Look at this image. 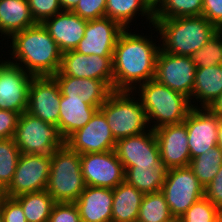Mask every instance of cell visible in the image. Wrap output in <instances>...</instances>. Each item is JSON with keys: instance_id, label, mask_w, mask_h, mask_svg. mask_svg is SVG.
Wrapping results in <instances>:
<instances>
[{"instance_id": "obj_14", "label": "cell", "mask_w": 222, "mask_h": 222, "mask_svg": "<svg viewBox=\"0 0 222 222\" xmlns=\"http://www.w3.org/2000/svg\"><path fill=\"white\" fill-rule=\"evenodd\" d=\"M60 101V87L53 76L33 77L29 87L26 112L44 122L58 126Z\"/></svg>"}, {"instance_id": "obj_21", "label": "cell", "mask_w": 222, "mask_h": 222, "mask_svg": "<svg viewBox=\"0 0 222 222\" xmlns=\"http://www.w3.org/2000/svg\"><path fill=\"white\" fill-rule=\"evenodd\" d=\"M87 21L72 11L62 10L42 24L57 43L59 50L64 53L75 50L83 39Z\"/></svg>"}, {"instance_id": "obj_37", "label": "cell", "mask_w": 222, "mask_h": 222, "mask_svg": "<svg viewBox=\"0 0 222 222\" xmlns=\"http://www.w3.org/2000/svg\"><path fill=\"white\" fill-rule=\"evenodd\" d=\"M72 12L86 20L105 17L106 0H79Z\"/></svg>"}, {"instance_id": "obj_35", "label": "cell", "mask_w": 222, "mask_h": 222, "mask_svg": "<svg viewBox=\"0 0 222 222\" xmlns=\"http://www.w3.org/2000/svg\"><path fill=\"white\" fill-rule=\"evenodd\" d=\"M220 210L206 197L195 202L178 222H213Z\"/></svg>"}, {"instance_id": "obj_43", "label": "cell", "mask_w": 222, "mask_h": 222, "mask_svg": "<svg viewBox=\"0 0 222 222\" xmlns=\"http://www.w3.org/2000/svg\"><path fill=\"white\" fill-rule=\"evenodd\" d=\"M208 109L213 113L222 117V92L219 97L208 107Z\"/></svg>"}, {"instance_id": "obj_10", "label": "cell", "mask_w": 222, "mask_h": 222, "mask_svg": "<svg viewBox=\"0 0 222 222\" xmlns=\"http://www.w3.org/2000/svg\"><path fill=\"white\" fill-rule=\"evenodd\" d=\"M51 169V155L21 154L12 181L6 188L9 198L46 190Z\"/></svg>"}, {"instance_id": "obj_46", "label": "cell", "mask_w": 222, "mask_h": 222, "mask_svg": "<svg viewBox=\"0 0 222 222\" xmlns=\"http://www.w3.org/2000/svg\"><path fill=\"white\" fill-rule=\"evenodd\" d=\"M7 197L6 187L0 182V202Z\"/></svg>"}, {"instance_id": "obj_4", "label": "cell", "mask_w": 222, "mask_h": 222, "mask_svg": "<svg viewBox=\"0 0 222 222\" xmlns=\"http://www.w3.org/2000/svg\"><path fill=\"white\" fill-rule=\"evenodd\" d=\"M133 93L139 96L152 130L164 125L183 123L193 108L188 97L155 79L138 85Z\"/></svg>"}, {"instance_id": "obj_8", "label": "cell", "mask_w": 222, "mask_h": 222, "mask_svg": "<svg viewBox=\"0 0 222 222\" xmlns=\"http://www.w3.org/2000/svg\"><path fill=\"white\" fill-rule=\"evenodd\" d=\"M175 219H179L195 202L204 197V186L187 167L168 169L161 188Z\"/></svg>"}, {"instance_id": "obj_23", "label": "cell", "mask_w": 222, "mask_h": 222, "mask_svg": "<svg viewBox=\"0 0 222 222\" xmlns=\"http://www.w3.org/2000/svg\"><path fill=\"white\" fill-rule=\"evenodd\" d=\"M221 92L222 64L196 68L191 101V104L194 103L192 104L193 108H200V106L201 108H208L219 97Z\"/></svg>"}, {"instance_id": "obj_22", "label": "cell", "mask_w": 222, "mask_h": 222, "mask_svg": "<svg viewBox=\"0 0 222 222\" xmlns=\"http://www.w3.org/2000/svg\"><path fill=\"white\" fill-rule=\"evenodd\" d=\"M74 203L82 222H112L113 189L86 185Z\"/></svg>"}, {"instance_id": "obj_49", "label": "cell", "mask_w": 222, "mask_h": 222, "mask_svg": "<svg viewBox=\"0 0 222 222\" xmlns=\"http://www.w3.org/2000/svg\"><path fill=\"white\" fill-rule=\"evenodd\" d=\"M0 222H4V221H3L2 214H1V211H0Z\"/></svg>"}, {"instance_id": "obj_34", "label": "cell", "mask_w": 222, "mask_h": 222, "mask_svg": "<svg viewBox=\"0 0 222 222\" xmlns=\"http://www.w3.org/2000/svg\"><path fill=\"white\" fill-rule=\"evenodd\" d=\"M191 58L196 68H206L222 64V30H219Z\"/></svg>"}, {"instance_id": "obj_7", "label": "cell", "mask_w": 222, "mask_h": 222, "mask_svg": "<svg viewBox=\"0 0 222 222\" xmlns=\"http://www.w3.org/2000/svg\"><path fill=\"white\" fill-rule=\"evenodd\" d=\"M13 139L21 154L50 156L65 146L57 125L44 122L28 112L19 115Z\"/></svg>"}, {"instance_id": "obj_13", "label": "cell", "mask_w": 222, "mask_h": 222, "mask_svg": "<svg viewBox=\"0 0 222 222\" xmlns=\"http://www.w3.org/2000/svg\"><path fill=\"white\" fill-rule=\"evenodd\" d=\"M116 142L105 115L98 109L83 128L65 140V145L81 155L115 150Z\"/></svg>"}, {"instance_id": "obj_32", "label": "cell", "mask_w": 222, "mask_h": 222, "mask_svg": "<svg viewBox=\"0 0 222 222\" xmlns=\"http://www.w3.org/2000/svg\"><path fill=\"white\" fill-rule=\"evenodd\" d=\"M221 165L222 152L218 146H215L191 159L189 167L193 170L199 182L205 187L218 173Z\"/></svg>"}, {"instance_id": "obj_24", "label": "cell", "mask_w": 222, "mask_h": 222, "mask_svg": "<svg viewBox=\"0 0 222 222\" xmlns=\"http://www.w3.org/2000/svg\"><path fill=\"white\" fill-rule=\"evenodd\" d=\"M99 108L84 103L82 99H66L61 95L58 128L63 138L66 140L83 128Z\"/></svg>"}, {"instance_id": "obj_5", "label": "cell", "mask_w": 222, "mask_h": 222, "mask_svg": "<svg viewBox=\"0 0 222 222\" xmlns=\"http://www.w3.org/2000/svg\"><path fill=\"white\" fill-rule=\"evenodd\" d=\"M99 110L116 140L134 136L150 128L141 101L133 91H114Z\"/></svg>"}, {"instance_id": "obj_28", "label": "cell", "mask_w": 222, "mask_h": 222, "mask_svg": "<svg viewBox=\"0 0 222 222\" xmlns=\"http://www.w3.org/2000/svg\"><path fill=\"white\" fill-rule=\"evenodd\" d=\"M167 168L161 161L155 167L130 166L125 170V181L143 194L161 191Z\"/></svg>"}, {"instance_id": "obj_40", "label": "cell", "mask_w": 222, "mask_h": 222, "mask_svg": "<svg viewBox=\"0 0 222 222\" xmlns=\"http://www.w3.org/2000/svg\"><path fill=\"white\" fill-rule=\"evenodd\" d=\"M204 197L222 211V165L212 181L204 187Z\"/></svg>"}, {"instance_id": "obj_19", "label": "cell", "mask_w": 222, "mask_h": 222, "mask_svg": "<svg viewBox=\"0 0 222 222\" xmlns=\"http://www.w3.org/2000/svg\"><path fill=\"white\" fill-rule=\"evenodd\" d=\"M161 161L167 169L187 167L191 156L184 123L164 125L154 130Z\"/></svg>"}, {"instance_id": "obj_44", "label": "cell", "mask_w": 222, "mask_h": 222, "mask_svg": "<svg viewBox=\"0 0 222 222\" xmlns=\"http://www.w3.org/2000/svg\"><path fill=\"white\" fill-rule=\"evenodd\" d=\"M61 9L64 11H73L77 6L79 0H59Z\"/></svg>"}, {"instance_id": "obj_47", "label": "cell", "mask_w": 222, "mask_h": 222, "mask_svg": "<svg viewBox=\"0 0 222 222\" xmlns=\"http://www.w3.org/2000/svg\"><path fill=\"white\" fill-rule=\"evenodd\" d=\"M213 222H222V211H220Z\"/></svg>"}, {"instance_id": "obj_11", "label": "cell", "mask_w": 222, "mask_h": 222, "mask_svg": "<svg viewBox=\"0 0 222 222\" xmlns=\"http://www.w3.org/2000/svg\"><path fill=\"white\" fill-rule=\"evenodd\" d=\"M80 161L87 186L114 189L125 181V170L115 150L81 154Z\"/></svg>"}, {"instance_id": "obj_16", "label": "cell", "mask_w": 222, "mask_h": 222, "mask_svg": "<svg viewBox=\"0 0 222 222\" xmlns=\"http://www.w3.org/2000/svg\"><path fill=\"white\" fill-rule=\"evenodd\" d=\"M113 57L85 55L75 50L62 53L59 71L54 75L106 81L113 88Z\"/></svg>"}, {"instance_id": "obj_41", "label": "cell", "mask_w": 222, "mask_h": 222, "mask_svg": "<svg viewBox=\"0 0 222 222\" xmlns=\"http://www.w3.org/2000/svg\"><path fill=\"white\" fill-rule=\"evenodd\" d=\"M18 118L17 112L0 109V139L13 138Z\"/></svg>"}, {"instance_id": "obj_39", "label": "cell", "mask_w": 222, "mask_h": 222, "mask_svg": "<svg viewBox=\"0 0 222 222\" xmlns=\"http://www.w3.org/2000/svg\"><path fill=\"white\" fill-rule=\"evenodd\" d=\"M0 211L4 222H27L21 205L14 198L3 199Z\"/></svg>"}, {"instance_id": "obj_27", "label": "cell", "mask_w": 222, "mask_h": 222, "mask_svg": "<svg viewBox=\"0 0 222 222\" xmlns=\"http://www.w3.org/2000/svg\"><path fill=\"white\" fill-rule=\"evenodd\" d=\"M144 194L126 181L113 189L112 222H136Z\"/></svg>"}, {"instance_id": "obj_3", "label": "cell", "mask_w": 222, "mask_h": 222, "mask_svg": "<svg viewBox=\"0 0 222 222\" xmlns=\"http://www.w3.org/2000/svg\"><path fill=\"white\" fill-rule=\"evenodd\" d=\"M153 27L160 34V48L182 56H192L219 31L203 15L154 19Z\"/></svg>"}, {"instance_id": "obj_9", "label": "cell", "mask_w": 222, "mask_h": 222, "mask_svg": "<svg viewBox=\"0 0 222 222\" xmlns=\"http://www.w3.org/2000/svg\"><path fill=\"white\" fill-rule=\"evenodd\" d=\"M196 66L191 56L174 55L160 49L155 80L192 100Z\"/></svg>"}, {"instance_id": "obj_38", "label": "cell", "mask_w": 222, "mask_h": 222, "mask_svg": "<svg viewBox=\"0 0 222 222\" xmlns=\"http://www.w3.org/2000/svg\"><path fill=\"white\" fill-rule=\"evenodd\" d=\"M49 222H82V220L75 203L56 202L52 207Z\"/></svg>"}, {"instance_id": "obj_2", "label": "cell", "mask_w": 222, "mask_h": 222, "mask_svg": "<svg viewBox=\"0 0 222 222\" xmlns=\"http://www.w3.org/2000/svg\"><path fill=\"white\" fill-rule=\"evenodd\" d=\"M9 39V62L33 76H53L59 71L62 52L43 24L16 32Z\"/></svg>"}, {"instance_id": "obj_18", "label": "cell", "mask_w": 222, "mask_h": 222, "mask_svg": "<svg viewBox=\"0 0 222 222\" xmlns=\"http://www.w3.org/2000/svg\"><path fill=\"white\" fill-rule=\"evenodd\" d=\"M221 118L208 108L191 109L183 122L187 127L191 159L217 146V129Z\"/></svg>"}, {"instance_id": "obj_48", "label": "cell", "mask_w": 222, "mask_h": 222, "mask_svg": "<svg viewBox=\"0 0 222 222\" xmlns=\"http://www.w3.org/2000/svg\"><path fill=\"white\" fill-rule=\"evenodd\" d=\"M152 5L153 7L160 1V0H148Z\"/></svg>"}, {"instance_id": "obj_25", "label": "cell", "mask_w": 222, "mask_h": 222, "mask_svg": "<svg viewBox=\"0 0 222 222\" xmlns=\"http://www.w3.org/2000/svg\"><path fill=\"white\" fill-rule=\"evenodd\" d=\"M36 24L28 0H0V36L4 35L3 40Z\"/></svg>"}, {"instance_id": "obj_31", "label": "cell", "mask_w": 222, "mask_h": 222, "mask_svg": "<svg viewBox=\"0 0 222 222\" xmlns=\"http://www.w3.org/2000/svg\"><path fill=\"white\" fill-rule=\"evenodd\" d=\"M203 0H160L154 6V19L202 15Z\"/></svg>"}, {"instance_id": "obj_42", "label": "cell", "mask_w": 222, "mask_h": 222, "mask_svg": "<svg viewBox=\"0 0 222 222\" xmlns=\"http://www.w3.org/2000/svg\"><path fill=\"white\" fill-rule=\"evenodd\" d=\"M202 15L218 30H222V0H203Z\"/></svg>"}, {"instance_id": "obj_20", "label": "cell", "mask_w": 222, "mask_h": 222, "mask_svg": "<svg viewBox=\"0 0 222 222\" xmlns=\"http://www.w3.org/2000/svg\"><path fill=\"white\" fill-rule=\"evenodd\" d=\"M53 77L58 82L61 95L66 99H82L84 103L94 107H101L114 92L106 81L65 75H53Z\"/></svg>"}, {"instance_id": "obj_17", "label": "cell", "mask_w": 222, "mask_h": 222, "mask_svg": "<svg viewBox=\"0 0 222 222\" xmlns=\"http://www.w3.org/2000/svg\"><path fill=\"white\" fill-rule=\"evenodd\" d=\"M124 30L120 24L106 16L88 20L84 37L75 51L85 55L113 57L117 40Z\"/></svg>"}, {"instance_id": "obj_6", "label": "cell", "mask_w": 222, "mask_h": 222, "mask_svg": "<svg viewBox=\"0 0 222 222\" xmlns=\"http://www.w3.org/2000/svg\"><path fill=\"white\" fill-rule=\"evenodd\" d=\"M86 184L83 179L80 154L66 145L51 154V169L46 191L55 202L74 203Z\"/></svg>"}, {"instance_id": "obj_15", "label": "cell", "mask_w": 222, "mask_h": 222, "mask_svg": "<svg viewBox=\"0 0 222 222\" xmlns=\"http://www.w3.org/2000/svg\"><path fill=\"white\" fill-rule=\"evenodd\" d=\"M115 152L124 170L130 166L155 167L161 162L154 130L117 140Z\"/></svg>"}, {"instance_id": "obj_45", "label": "cell", "mask_w": 222, "mask_h": 222, "mask_svg": "<svg viewBox=\"0 0 222 222\" xmlns=\"http://www.w3.org/2000/svg\"><path fill=\"white\" fill-rule=\"evenodd\" d=\"M217 146L222 152V118L219 120L217 129Z\"/></svg>"}, {"instance_id": "obj_33", "label": "cell", "mask_w": 222, "mask_h": 222, "mask_svg": "<svg viewBox=\"0 0 222 222\" xmlns=\"http://www.w3.org/2000/svg\"><path fill=\"white\" fill-rule=\"evenodd\" d=\"M21 156L13 138L0 139V182L7 188Z\"/></svg>"}, {"instance_id": "obj_1", "label": "cell", "mask_w": 222, "mask_h": 222, "mask_svg": "<svg viewBox=\"0 0 222 222\" xmlns=\"http://www.w3.org/2000/svg\"><path fill=\"white\" fill-rule=\"evenodd\" d=\"M141 34L125 29L117 40L112 59L114 91H133L155 78L160 44L152 35Z\"/></svg>"}, {"instance_id": "obj_26", "label": "cell", "mask_w": 222, "mask_h": 222, "mask_svg": "<svg viewBox=\"0 0 222 222\" xmlns=\"http://www.w3.org/2000/svg\"><path fill=\"white\" fill-rule=\"evenodd\" d=\"M137 14L141 15V18L145 16L146 21H149L150 29L153 27L154 7L148 0H106V17L116 21L124 29L133 25L130 23L137 19Z\"/></svg>"}, {"instance_id": "obj_29", "label": "cell", "mask_w": 222, "mask_h": 222, "mask_svg": "<svg viewBox=\"0 0 222 222\" xmlns=\"http://www.w3.org/2000/svg\"><path fill=\"white\" fill-rule=\"evenodd\" d=\"M14 199L21 205L27 222H49L52 207L56 203L46 190L23 194Z\"/></svg>"}, {"instance_id": "obj_30", "label": "cell", "mask_w": 222, "mask_h": 222, "mask_svg": "<svg viewBox=\"0 0 222 222\" xmlns=\"http://www.w3.org/2000/svg\"><path fill=\"white\" fill-rule=\"evenodd\" d=\"M175 220L161 191L144 194L136 222H174Z\"/></svg>"}, {"instance_id": "obj_36", "label": "cell", "mask_w": 222, "mask_h": 222, "mask_svg": "<svg viewBox=\"0 0 222 222\" xmlns=\"http://www.w3.org/2000/svg\"><path fill=\"white\" fill-rule=\"evenodd\" d=\"M31 15L36 23H43L62 11L59 0H28Z\"/></svg>"}, {"instance_id": "obj_12", "label": "cell", "mask_w": 222, "mask_h": 222, "mask_svg": "<svg viewBox=\"0 0 222 222\" xmlns=\"http://www.w3.org/2000/svg\"><path fill=\"white\" fill-rule=\"evenodd\" d=\"M0 109L19 115L27 111L29 87L33 75L22 67L0 57Z\"/></svg>"}]
</instances>
